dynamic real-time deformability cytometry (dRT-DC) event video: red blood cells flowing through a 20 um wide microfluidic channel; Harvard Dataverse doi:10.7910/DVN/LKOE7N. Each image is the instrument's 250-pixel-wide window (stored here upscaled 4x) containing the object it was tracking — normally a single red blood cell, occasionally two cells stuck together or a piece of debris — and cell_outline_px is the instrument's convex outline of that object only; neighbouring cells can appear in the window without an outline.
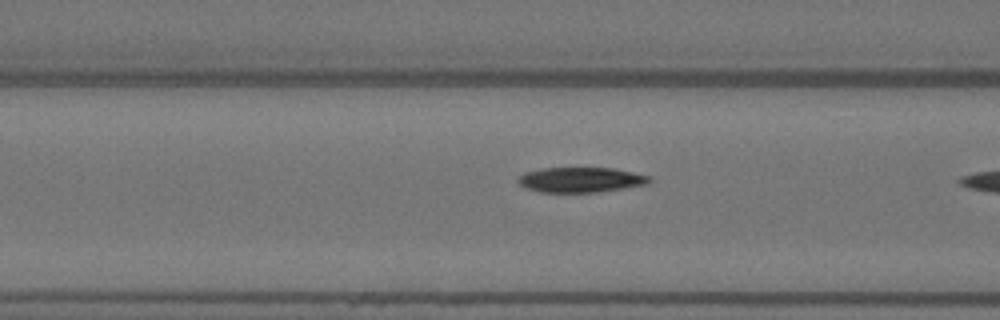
{"species": "Egyptian fruit bat (a non-hibernating species)", "species_latin": "Rousettus aegyptiacus", "temperature_condition": "warm", "stored_images_in_passage": 6, "camera_frame_rate_fps": 3000, "um_per_image_px": 0.085, "animal": {"sex": "female"}, "frame": {"image": 1, "passage_image": 5, "time_ms": 1.333, "image_size_px": [1000, 320], "cell_outline_px": [[652, 180], [648, 184], [600, 192], [540, 192], [524, 188], [516, 180], [524, 172], [540, 168], [612, 168], [652, 176]], "centroid_in_image_um": [49.36, 15.28], "position_along_channel_um": 117.2, "area_um2": 19.36}}